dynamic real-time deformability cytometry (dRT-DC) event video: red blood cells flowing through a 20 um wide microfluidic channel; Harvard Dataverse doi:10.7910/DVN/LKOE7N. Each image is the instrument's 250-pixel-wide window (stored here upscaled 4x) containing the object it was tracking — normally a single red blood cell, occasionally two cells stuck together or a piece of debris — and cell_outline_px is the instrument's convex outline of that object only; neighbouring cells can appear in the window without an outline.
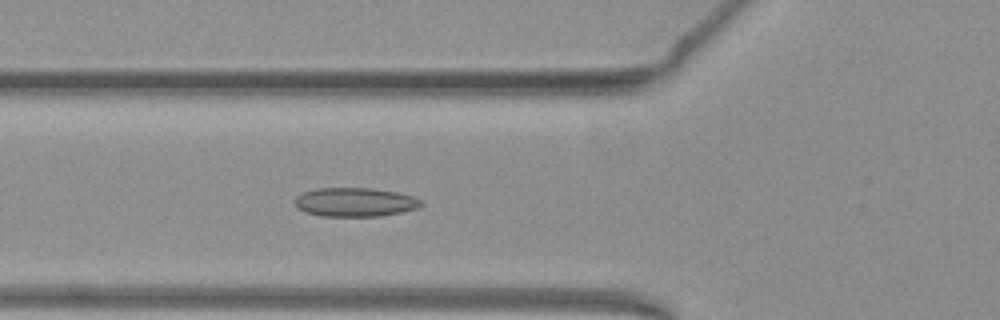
{"species": "common noctule bat (a hibernating species)", "species_latin": "Nyctalus noctula", "temperature_condition": "warm", "stored_images_in_passage": 39, "camera_frame_rate_fps": 3000, "um_per_image_px": 0.085, "animal": {"sex": "female", "body_mass_g": 19.3, "forearm_length_mm": 54.1}, "frame": {"image": 1, "passage_image": 6, "time_ms": 1.667, "image_size_px": [1000, 320], "cell_outline_px": [[424, 204], [416, 208], [400, 212], [380, 216], [320, 216], [304, 212], [296, 208], [296, 196], [304, 192], [316, 188], [372, 188], [396, 192], [412, 196], [424, 200]], "centroid_in_image_um": [30.17, 17.18], "position_along_channel_um": 95.6, "area_um2": 21.33}}
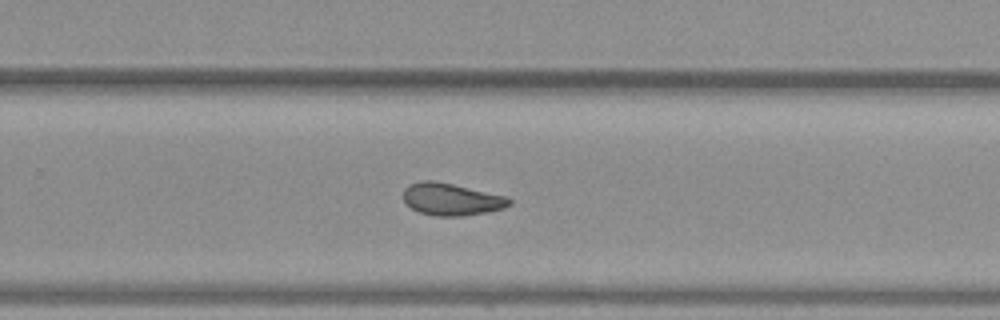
{"frame": {"image": 2, "passage_image": 21, "time_ms": 6.667, "image_size_px": [1000, 320], "cell_outline_px": [[512, 204], [504, 208], [488, 212], [460, 216], [436, 216], [420, 212], [412, 208], [404, 200], [404, 188], [408, 184], [420, 180], [436, 180], [504, 196], [512, 200]], "centroid_in_image_um": [38.36, 16.93], "position_along_channel_um": 291.4, "area_um2": 19.83}}
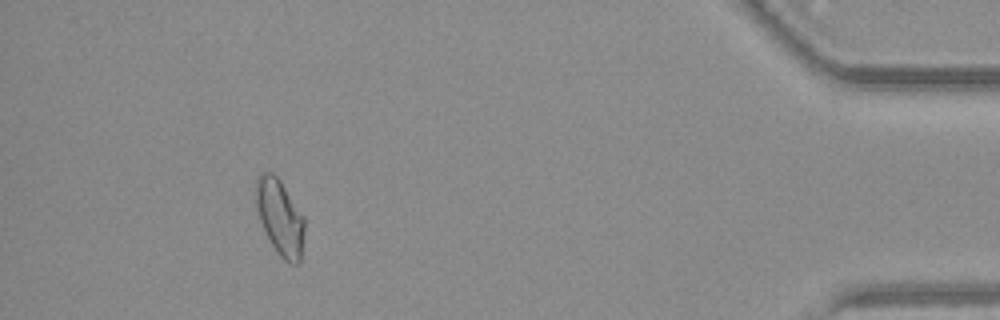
{"frame": {"image": 3, "passage_image": 35, "time_ms": 11.333, "image_size_px": [1000, 320], "cell_outline_px": [[304, 232], [300, 260], [296, 264], [288, 264], [276, 252], [260, 220], [256, 204], [256, 180], [260, 172], [272, 172], [280, 180], [304, 216]], "centroid_in_image_um": [23.8, 18.46], "position_along_channel_um": 411.4, "area_um2": 21.21}, "authors_computed_cell_mechanics": {"area_um2": 20.0566, "velocity_mm_per_s": 3.9223, "shape_relaxation_time_tau1_ms": null, "shape_relaxation_time_tau2_ms": 2.3418, "deformation_change_tau1": null, "deformation_change_tau2": 0.0681}}